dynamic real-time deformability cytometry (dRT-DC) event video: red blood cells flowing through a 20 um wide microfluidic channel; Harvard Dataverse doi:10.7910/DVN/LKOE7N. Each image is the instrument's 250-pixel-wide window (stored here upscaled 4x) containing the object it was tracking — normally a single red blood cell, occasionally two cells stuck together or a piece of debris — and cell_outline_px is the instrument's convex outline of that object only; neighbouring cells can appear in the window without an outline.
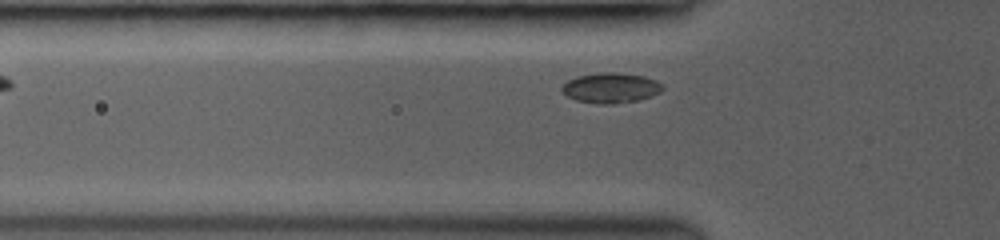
{"species": "common noctule bat (a hibernating species)", "species_latin": "Nyctalus noctula", "temperature_condition": "room temperature", "stored_images_in_passage": 3, "camera_frame_rate_fps": 3000, "um_per_image_px": 0.085, "animal": {"sex": "female", "body_mass_g": 19.0, "forearm_length_mm": 53.3}, "frame": {"image": 1, "passage_image": 3, "time_ms": 2.0, "image_size_px": [1000, 240], "cell_outline_px": [[664, 88], [660, 92], [652, 96], [640, 100], [612, 104], [600, 104], [576, 100], [568, 96], [560, 88], [568, 80], [576, 76], [596, 72], [620, 72], [644, 76], [656, 80], [664, 84]], "centroid_in_image_um": [51.95, 7.45], "position_along_channel_um": 73.8, "area_um2": 17.98}}